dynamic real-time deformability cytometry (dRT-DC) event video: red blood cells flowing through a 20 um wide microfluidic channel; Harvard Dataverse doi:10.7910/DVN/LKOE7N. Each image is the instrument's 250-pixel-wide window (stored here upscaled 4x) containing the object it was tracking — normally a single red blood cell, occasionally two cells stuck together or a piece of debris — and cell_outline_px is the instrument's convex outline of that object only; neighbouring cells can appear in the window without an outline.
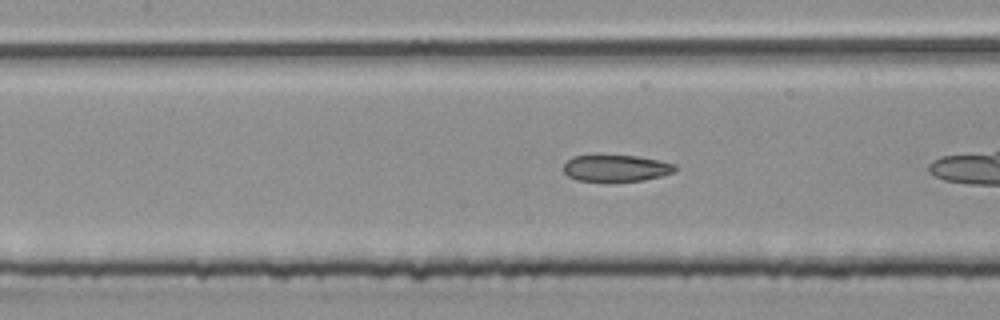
{"species": "common noctule bat (a hibernating species)", "species_latin": "Nyctalus noctula", "temperature_condition": "room temperature", "stored_images_in_passage": 38, "camera_frame_rate_fps": 3000, "um_per_image_px": 0.085, "animal": {"sex": "male", "body_mass_g": 20.4}, "frame": {"image": 1, "passage_image": 21, "time_ms": 6.667, "image_size_px": [1000, 320], "cell_outline_px": [[676, 172], [644, 180], [576, 180], [568, 176], [564, 172], [564, 164], [572, 156], [636, 156], [676, 164]], "centroid_in_image_um": [52.38, 14.29], "position_along_channel_um": 155.0, "area_um2": 16.82}}
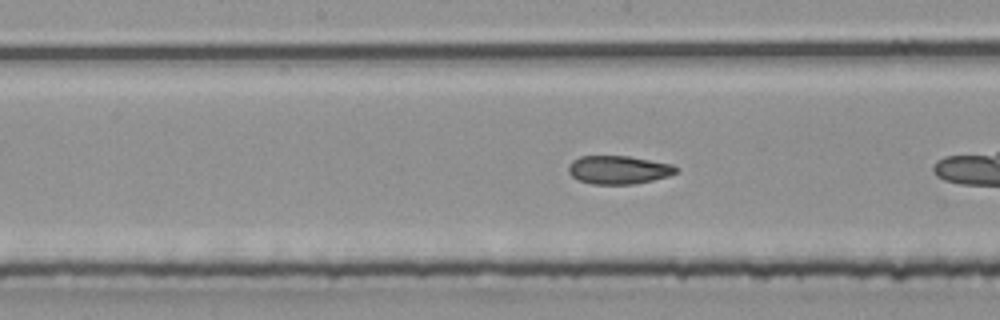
{"frame": {"image": 2, "passage_image": 24, "time_ms": 7.667, "image_size_px": [1000, 320], "cell_outline_px": [[680, 172], [668, 176], [652, 180], [632, 184], [592, 184], [580, 180], [572, 176], [568, 172], [568, 164], [572, 160], [580, 156], [628, 156], [672, 164], [680, 168]], "centroid_in_image_um": [52.59, 14.43], "position_along_channel_um": 195.6, "area_um2": 17.86}}